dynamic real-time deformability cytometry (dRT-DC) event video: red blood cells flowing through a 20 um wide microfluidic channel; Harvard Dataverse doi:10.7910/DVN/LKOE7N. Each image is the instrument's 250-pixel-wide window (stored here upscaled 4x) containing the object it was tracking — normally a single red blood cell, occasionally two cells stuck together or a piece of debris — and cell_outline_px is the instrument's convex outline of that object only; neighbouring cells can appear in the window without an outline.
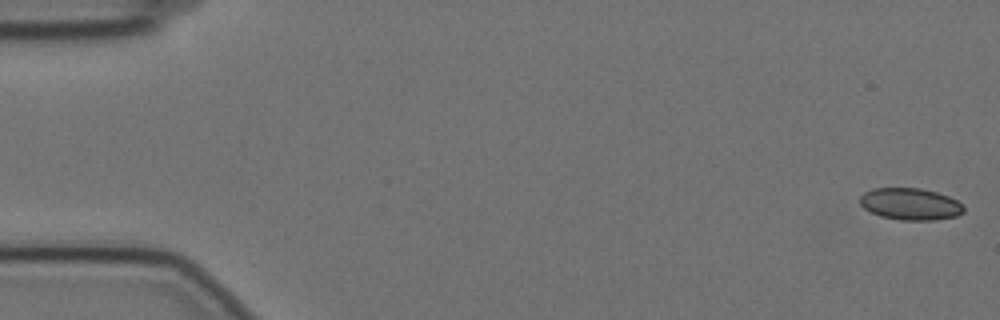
{"species": "Egyptian fruit bat (a non-hibernating species)", "species_latin": "Rousettus aegyptiacus", "temperature_condition": "cold", "stored_images_in_passage": 57, "camera_frame_rate_fps": 3000, "um_per_image_px": 0.085, "animal": {"sex": "female"}, "frame": {"image": 1, "passage_image": 1, "time_ms": 0.0, "image_size_px": [1000, 320], "cell_outline_px": [[964, 212], [956, 216], [932, 220], [900, 220], [880, 216], [864, 208], [860, 204], [860, 196], [864, 192], [872, 188], [920, 188], [936, 192], [948, 196], [964, 204]], "centroid_in_image_um": [77.38, 17.34], "position_along_channel_um": 7.6, "area_um2": 19.31}}
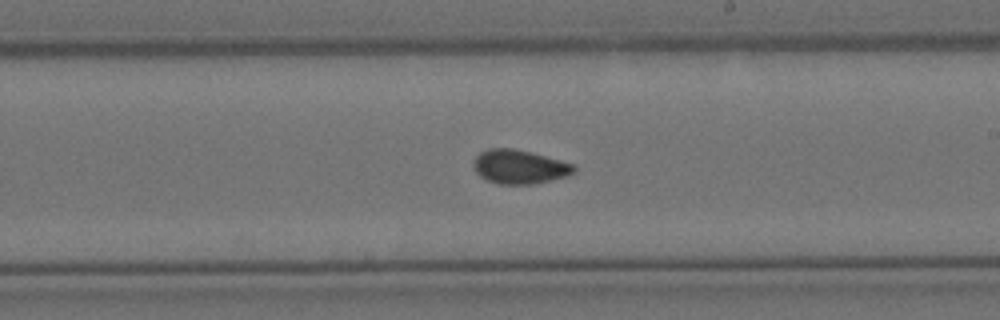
{"frame": {"image": 2, "passage_image": 33, "time_ms": 10.667, "image_size_px": [1000, 320], "cell_outline_px": [[576, 172], [568, 176], [532, 184], [496, 184], [480, 176], [476, 172], [472, 164], [472, 160], [480, 152], [488, 148], [512, 148], [576, 164]], "centroid_in_image_um": [44.14, 14.18], "position_along_channel_um": 244.9, "area_um2": 19.94}}
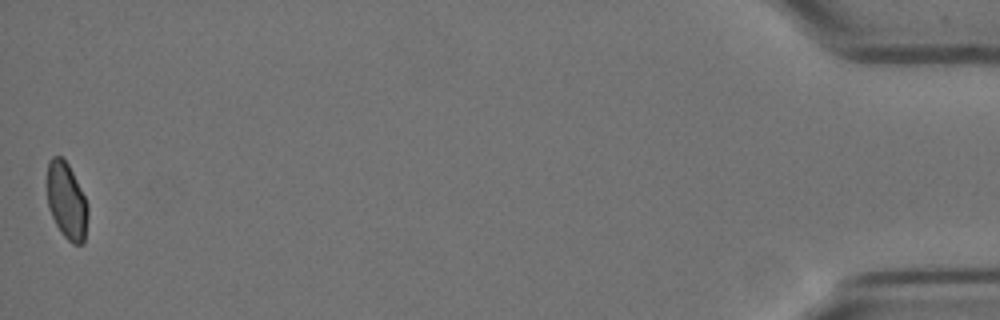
{"frame": {"image": 3, "passage_image": 57, "time_ms": 18.667, "image_size_px": [1000, 320], "cell_outline_px": [[88, 216], [84, 244], [72, 244], [60, 232], [48, 208], [48, 160], [52, 156], [60, 156], [68, 164], [88, 204]], "centroid_in_image_um": [5.67, 17.11], "position_along_channel_um": 429.5, "area_um2": 18.09}, "authors_computed_cell_mechanics": {"area_um2": 19.5942, "velocity_mm_per_s": 3.5136, "shape_relaxation_time_tau1_ms": null, "shape_relaxation_time_tau2_ms": 2.7952, "deformation_change_tau1": null, "deformation_change_tau2": 0.0464}}